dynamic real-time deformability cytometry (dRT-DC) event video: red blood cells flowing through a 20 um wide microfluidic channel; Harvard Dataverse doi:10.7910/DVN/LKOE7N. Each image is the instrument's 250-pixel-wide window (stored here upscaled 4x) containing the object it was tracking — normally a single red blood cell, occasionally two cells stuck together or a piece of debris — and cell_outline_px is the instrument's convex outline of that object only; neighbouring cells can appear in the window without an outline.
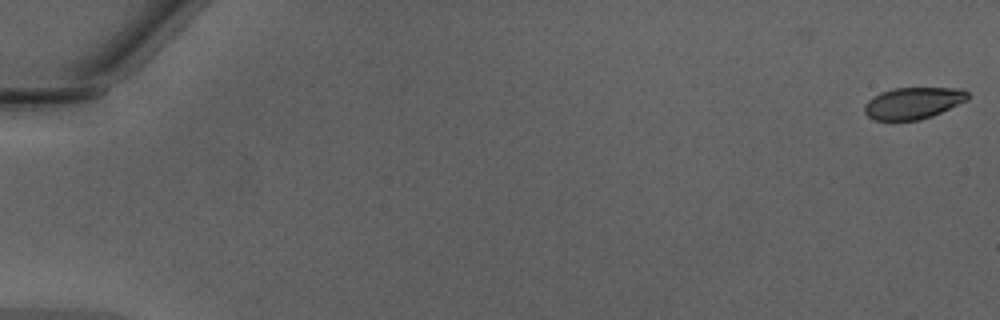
{"species": "Egyptian fruit bat (a non-hibernating species)", "species_latin": "Rousettus aegyptiacus", "temperature_condition": "warm", "stored_images_in_passage": 47, "camera_frame_rate_fps": 3000, "um_per_image_px": 0.085, "animal": {"sex": "male"}, "frame": {"image": 1, "passage_image": 1, "time_ms": 0.0, "image_size_px": [1000, 320], "cell_outline_px": [[968, 100], [932, 116], [920, 120], [872, 120], [864, 112], [864, 104], [868, 100], [880, 92], [892, 88], [960, 88], [968, 92]], "centroid_in_image_um": [77.6, 8.76], "position_along_channel_um": 7.4, "area_um2": 19.13}}
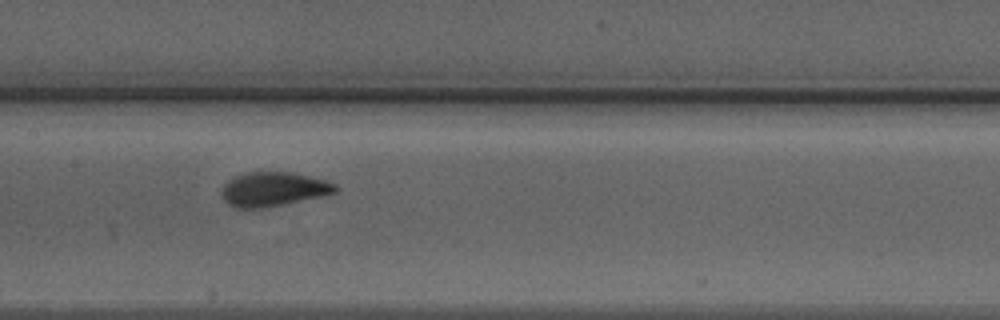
{"frame": {"image": 2, "passage_image": 26, "time_ms": 8.333, "image_size_px": [1000, 320], "cell_outline_px": [[340, 188], [336, 192], [324, 196], [284, 204], [260, 208], [232, 208], [224, 200], [220, 192], [224, 184], [228, 180], [236, 176], [248, 172], [292, 172], [324, 180], [336, 184]], "centroid_in_image_um": [23.23, 16.09], "position_along_channel_um": 184.2, "area_um2": 22.77}}
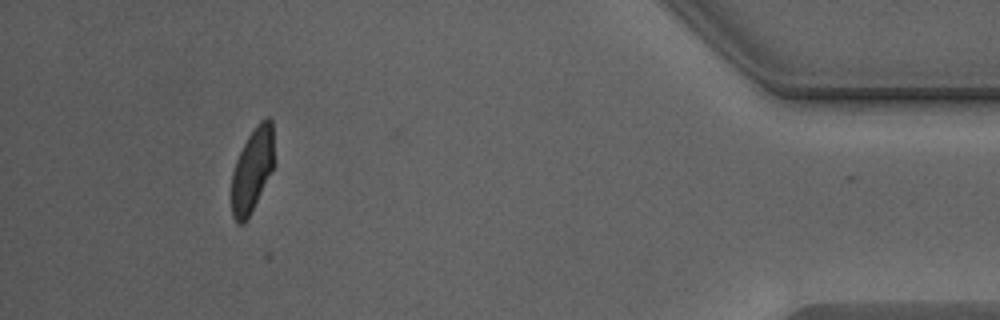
{"frame": {"image": 3, "passage_image": 46, "time_ms": 15.0, "image_size_px": [1000, 320], "cell_outline_px": [[272, 168], [244, 224], [236, 224], [232, 216], [232, 172], [236, 160], [248, 136], [260, 120], [268, 116], [272, 120]], "centroid_in_image_um": [21.4, 14.44], "position_along_channel_um": 413.8, "area_um2": 20.0}, "authors_computed_cell_mechanics": {"area_um2": 21.675, "velocity_mm_per_s": 4.2959, "shape_relaxation_time_tau1_ms": 3.0522, "shape_relaxation_time_tau2_ms": null, "deformation_change_tau1": 0.1192, "deformation_change_tau2": null}}